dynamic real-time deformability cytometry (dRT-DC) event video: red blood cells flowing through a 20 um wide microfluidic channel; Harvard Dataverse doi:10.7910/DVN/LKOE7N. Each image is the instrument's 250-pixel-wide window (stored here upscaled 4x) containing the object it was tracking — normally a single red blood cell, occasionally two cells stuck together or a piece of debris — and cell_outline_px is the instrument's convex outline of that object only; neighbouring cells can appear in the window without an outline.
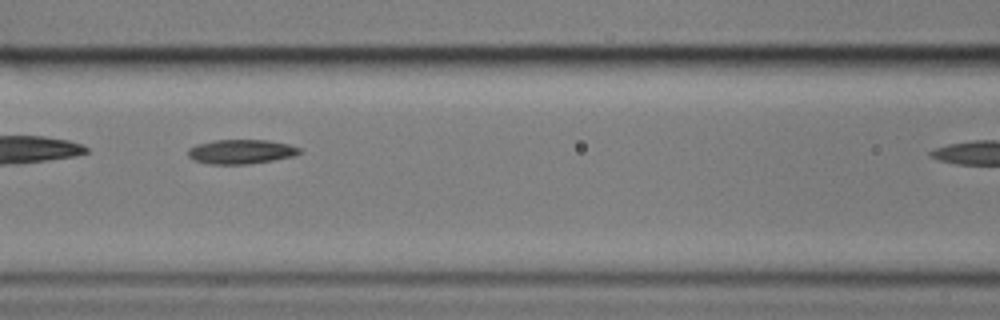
{"species": "common noctule bat (a hibernating species)", "species_latin": "Nyctalus noctula", "temperature_condition": "cold", "stored_images_in_passage": 11, "camera_frame_rate_fps": 3000, "um_per_image_px": 0.085, "animal": {"sex": "male", "body_mass_g": 17.9}, "frame": {"image": 1, "passage_image": 7, "time_ms": 2.0, "image_size_px": [1000, 320], "cell_outline_px": [[304, 152], [292, 156], [272, 160], [248, 164], [208, 164], [192, 160], [188, 156], [188, 148], [196, 144], [212, 140], [268, 140], [288, 144], [300, 148]], "centroid_in_image_um": [20.46, 12.89], "position_along_channel_um": 146.1, "area_um2": 15.95}}